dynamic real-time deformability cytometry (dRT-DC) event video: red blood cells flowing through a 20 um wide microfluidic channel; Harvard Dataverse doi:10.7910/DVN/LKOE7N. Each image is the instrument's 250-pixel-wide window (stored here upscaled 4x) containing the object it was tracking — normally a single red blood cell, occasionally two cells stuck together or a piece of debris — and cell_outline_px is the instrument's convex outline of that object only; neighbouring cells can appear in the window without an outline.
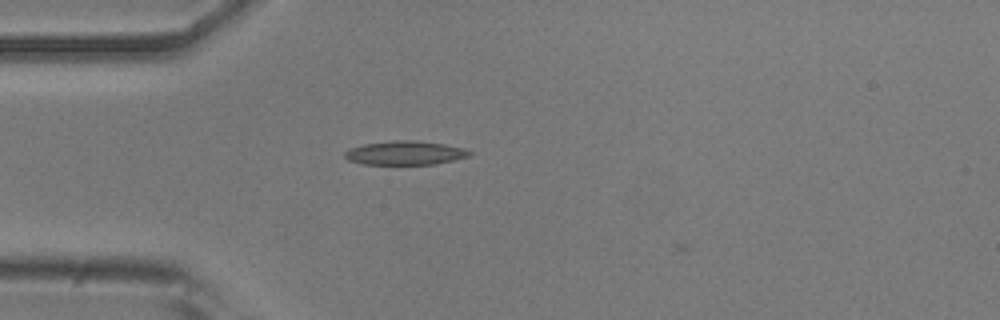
{"species": "common noctule bat (a hibernating species)", "species_latin": "Nyctalus noctula", "temperature_condition": "room temperature", "stored_images_in_passage": 43, "camera_frame_rate_fps": 3000, "um_per_image_px": 0.085, "animal": {"sex": "male", "body_mass_g": 20.5, "forearm_length_mm": 52.5}, "frame": {"image": 1, "passage_image": 5, "time_ms": 1.333, "image_size_px": [1000, 320], "cell_outline_px": [[472, 152], [468, 156], [436, 164], [360, 164], [348, 160], [344, 156], [344, 152], [352, 148], [364, 144], [392, 140], [412, 140], [444, 144], [464, 148]], "centroid_in_image_um": [34.41, 13.0], "position_along_channel_um": 50.6, "area_um2": 17.22}}
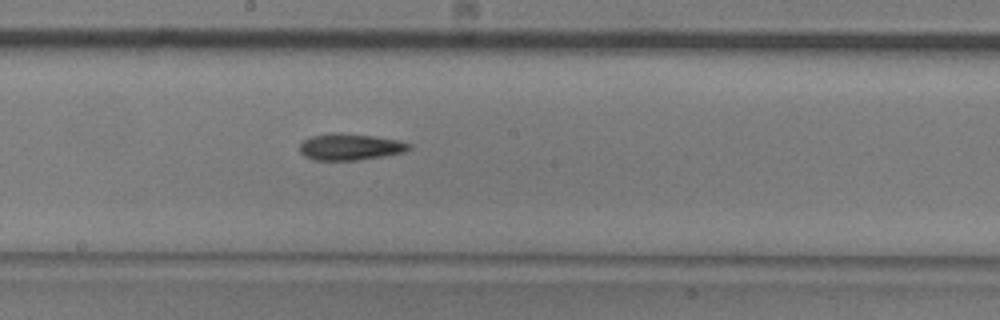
{"frame": {"image": 2, "passage_image": 19, "time_ms": 6.0, "image_size_px": [1000, 320], "cell_outline_px": [[412, 148], [404, 152], [356, 160], [312, 160], [304, 156], [300, 152], [300, 144], [304, 140], [312, 136], [332, 132], [336, 132], [372, 136], [400, 140], [412, 144]], "centroid_in_image_um": [29.75, 12.48], "position_along_channel_um": 218.4, "area_um2": 16.88}}
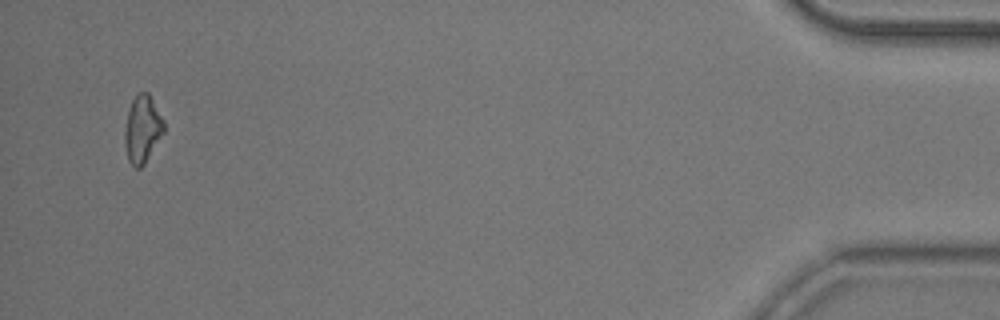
{"frame": {"image": 3, "passage_image": 42, "time_ms": 13.667, "image_size_px": [1000, 320], "cell_outline_px": [[164, 132], [144, 164], [140, 168], [136, 168], [128, 160], [124, 144], [124, 132], [128, 108], [132, 100], [140, 92], [148, 92], [164, 120]], "centroid_in_image_um": [12.09, 10.97], "position_along_channel_um": 423.1, "area_um2": 15.32}}